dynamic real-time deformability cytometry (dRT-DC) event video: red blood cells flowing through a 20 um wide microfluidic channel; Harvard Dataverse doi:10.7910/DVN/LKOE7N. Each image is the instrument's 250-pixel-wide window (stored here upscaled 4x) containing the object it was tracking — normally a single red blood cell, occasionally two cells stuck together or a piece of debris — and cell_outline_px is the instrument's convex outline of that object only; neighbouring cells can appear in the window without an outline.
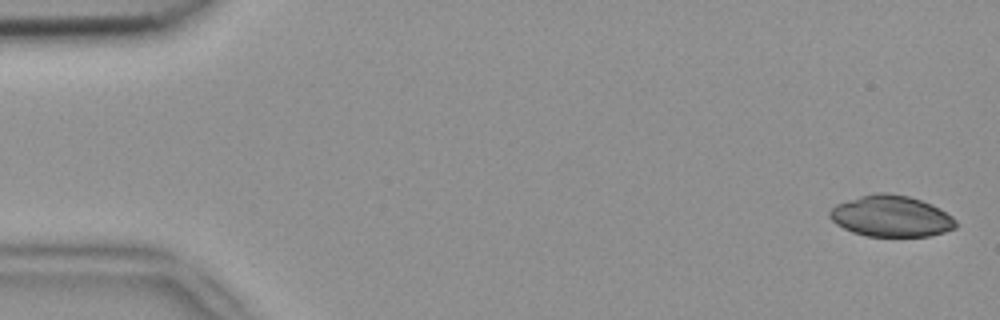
{"species": "common noctule bat (a hibernating species)", "species_latin": "Nyctalus noctula", "temperature_condition": "room temperature", "stored_images_in_passage": 4, "camera_frame_rate_fps": 3000, "um_per_image_px": 0.085, "animal": {"sex": "female", "body_mass_g": 18.4}, "frame": {"image": 1, "passage_image": 1, "time_ms": 0.0, "image_size_px": [1000, 320], "cell_outline_px": [[956, 228], [944, 232], [928, 236], [868, 236], [852, 232], [836, 224], [828, 216], [828, 212], [836, 204], [860, 196], [876, 192], [880, 192], [908, 196], [932, 204], [940, 208], [952, 216], [956, 220]], "centroid_in_image_um": [75.74, 18.38], "position_along_channel_um": 9.3, "area_um2": 30.23}}